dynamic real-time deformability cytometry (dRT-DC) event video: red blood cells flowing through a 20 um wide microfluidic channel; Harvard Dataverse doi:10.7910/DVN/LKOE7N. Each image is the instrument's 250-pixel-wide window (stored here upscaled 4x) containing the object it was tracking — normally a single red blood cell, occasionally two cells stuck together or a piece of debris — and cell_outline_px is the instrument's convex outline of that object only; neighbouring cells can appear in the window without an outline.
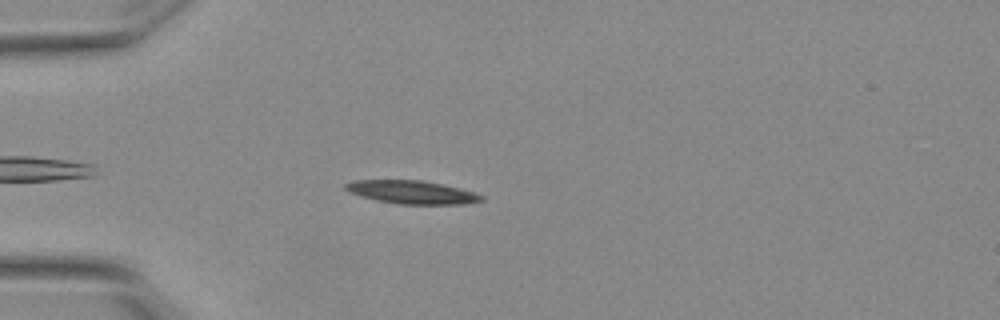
{"species": "Egyptian fruit bat (a non-hibernating species)", "species_latin": "Rousettus aegyptiacus", "temperature_condition": "warm", "stored_images_in_passage": 44, "camera_frame_rate_fps": 3000, "um_per_image_px": 0.085, "animal": {"sex": "female"}, "frame": {"image": 1, "passage_image": 5, "time_ms": 1.333, "image_size_px": [1000, 320], "cell_outline_px": [[484, 200], [464, 204], [400, 204], [376, 200], [352, 192], [344, 188], [344, 184], [352, 180], [420, 180], [440, 184], [476, 192], [484, 196]], "centroid_in_image_um": [35.04, 16.33], "position_along_channel_um": 50.0, "area_um2": 18.15}}
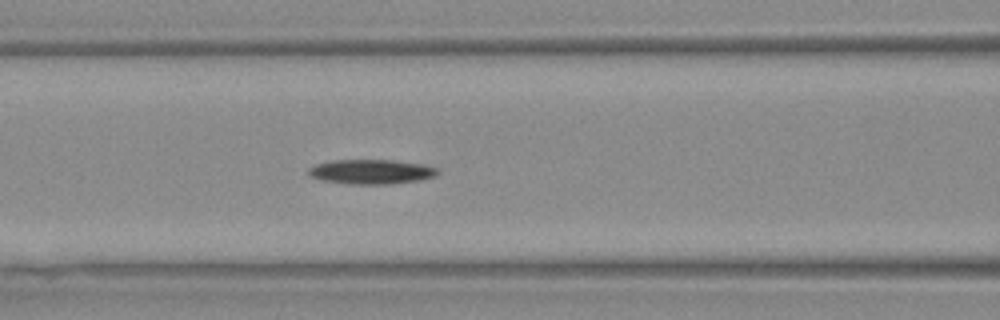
{"frame": {"image": 2, "passage_image": 13, "time_ms": 4.0, "image_size_px": [1000, 320], "cell_outline_px": [[436, 172], [432, 176], [416, 180], [388, 184], [352, 184], [320, 180], [308, 176], [308, 168], [316, 164], [332, 160], [392, 160], [424, 164], [436, 168]], "centroid_in_image_um": [31.45, 14.59], "position_along_channel_um": 135.1, "area_um2": 18.26}}
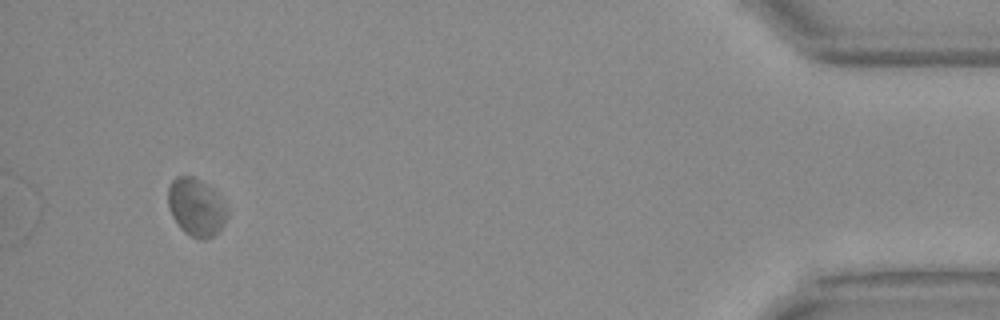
{"frame": {"image": 3, "passage_image": 41, "time_ms": 13.333, "image_size_px": [1000, 320], "cell_outline_px": [[228, 216], [220, 228], [212, 236], [204, 240], [200, 240], [184, 232], [180, 228], [172, 216], [168, 208], [168, 184], [176, 176], [192, 176], [200, 180], [212, 192], [228, 212]], "centroid_in_image_um": [16.59, 17.63], "position_along_channel_um": 418.6, "area_um2": 19.31}, "authors_computed_cell_mechanics": {"area_um2": 18.1203, "velocity_mm_per_s": 3.7878, "shape_relaxation_time_tau1_ms": 6.8799, "shape_relaxation_time_tau2_ms": null, "deformation_change_tau1": 0.1421, "deformation_change_tau2": null}}